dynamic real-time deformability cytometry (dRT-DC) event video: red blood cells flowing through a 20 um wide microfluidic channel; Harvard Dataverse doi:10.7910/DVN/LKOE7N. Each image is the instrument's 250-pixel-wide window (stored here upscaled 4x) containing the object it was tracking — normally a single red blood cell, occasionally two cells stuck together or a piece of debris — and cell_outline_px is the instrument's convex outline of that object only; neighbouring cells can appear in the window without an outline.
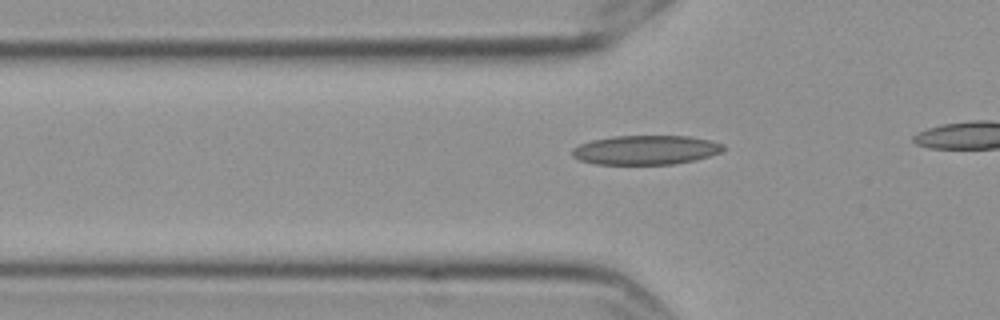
{"species": "Egyptian fruit bat (a non-hibernating species)", "species_latin": "Rousettus aegyptiacus", "temperature_condition": "cold", "stored_images_in_passage": 24, "camera_frame_rate_fps": 3000, "um_per_image_px": 0.085, "frame": {"image": 1, "passage_image": 14, "time_ms": 4.333, "image_size_px": [1000, 320], "cell_outline_px": [[724, 148], [720, 152], [708, 156], [692, 160], [672, 164], [596, 164], [580, 160], [572, 156], [572, 148], [580, 144], [592, 140], [612, 136], [688, 136], [708, 140], [724, 144]], "centroid_in_image_um": [54.85, 12.74], "position_along_channel_um": 71.0, "area_um2": 25.55}}
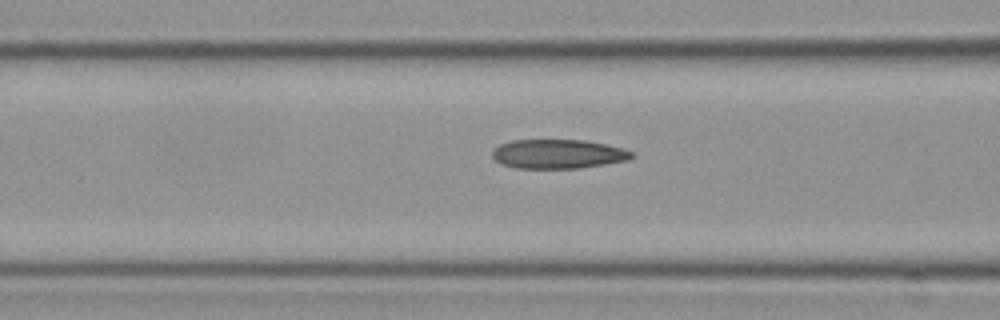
{"frame": {"image": 2, "passage_image": 18, "time_ms": 5.667, "image_size_px": [1000, 320], "cell_outline_px": [[636, 156], [628, 160], [576, 168], [516, 168], [500, 164], [492, 156], [492, 152], [500, 144], [512, 140], [584, 140], [604, 144], [620, 148], [632, 152]], "centroid_in_image_um": [47.4, 13.09], "position_along_channel_um": 119.2, "area_um2": 23.47}}
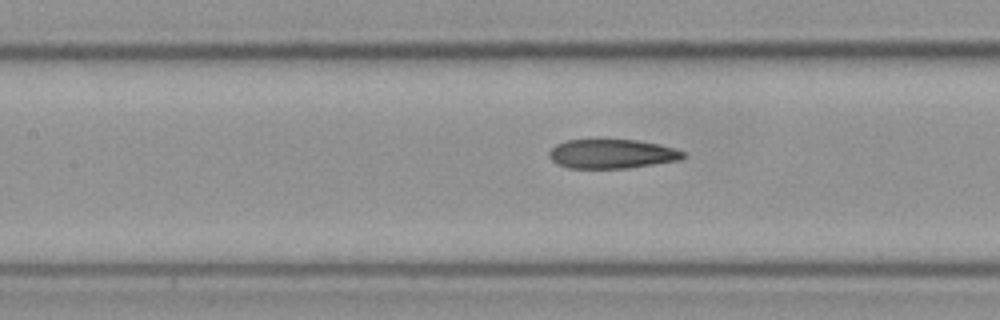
{"frame": {"image": 3, "passage_image": 21, "time_ms": 6.667, "image_size_px": [1000, 320], "cell_outline_px": [[688, 156], [680, 160], [628, 168], [568, 168], [556, 164], [548, 156], [548, 152], [556, 144], [568, 140], [596, 136], [600, 136], [636, 140], [660, 144], [676, 148], [684, 152]], "centroid_in_image_um": [51.99, 13.03], "position_along_channel_um": 155.4, "area_um2": 23.99}}